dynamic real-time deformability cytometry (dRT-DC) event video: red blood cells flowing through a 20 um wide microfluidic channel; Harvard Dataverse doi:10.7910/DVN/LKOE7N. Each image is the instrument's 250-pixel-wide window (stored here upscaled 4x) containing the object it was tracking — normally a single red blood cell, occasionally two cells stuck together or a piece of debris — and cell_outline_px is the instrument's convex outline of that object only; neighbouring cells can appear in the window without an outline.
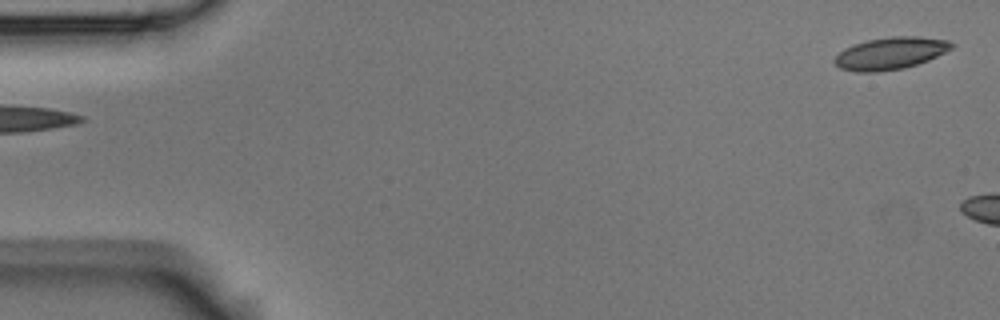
{"species": "Egyptian fruit bat (a non-hibernating species)", "species_latin": "Rousettus aegyptiacus", "temperature_condition": "room temperature", "stored_images_in_passage": 4, "segment_of_instrument_passage": [2, 2], "camera_frame_rate_fps": 3000, "um_per_image_px": 0.085, "animal": {"sex": "male"}, "frame": {"image": 1, "passage_image": 4, "time_ms": 1.0, "image_size_px": [1000, 320], "cell_outline_px": [[956, 44], [952, 48], [928, 60], [904, 68], [880, 72], [856, 72], [840, 68], [832, 60], [844, 48], [868, 40], [892, 36], [916, 36], [948, 40]], "centroid_in_image_um": [75.68, 4.53], "position_along_channel_um": 9.3, "area_um2": 21.85}}